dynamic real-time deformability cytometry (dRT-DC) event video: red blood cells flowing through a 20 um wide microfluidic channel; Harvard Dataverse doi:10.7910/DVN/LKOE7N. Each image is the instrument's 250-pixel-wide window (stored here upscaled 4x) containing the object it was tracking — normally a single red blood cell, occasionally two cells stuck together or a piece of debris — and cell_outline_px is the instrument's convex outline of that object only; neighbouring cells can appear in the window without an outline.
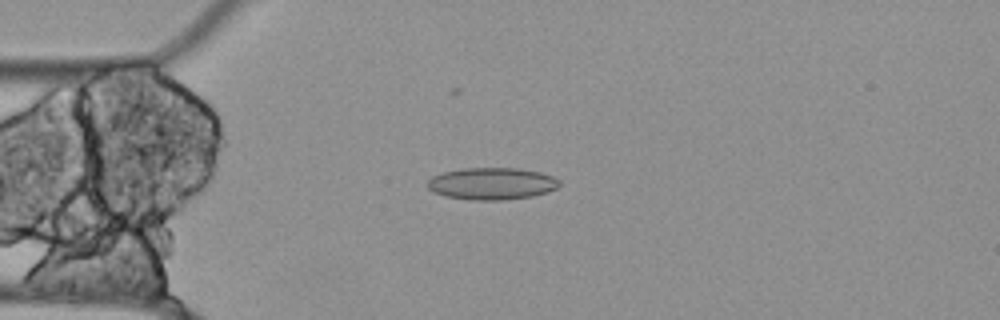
{"species": "Egyptian fruit bat (a non-hibernating species)", "species_latin": "Rousettus aegyptiacus", "temperature_condition": "cold", "stored_images_in_passage": 28, "camera_frame_rate_fps": 3000, "um_per_image_px": 0.085, "animal": {"sex": "female"}, "frame": {"image": 1, "passage_image": 12, "time_ms": 3.667, "image_size_px": [1000, 320], "cell_outline_px": [[560, 184], [556, 188], [548, 192], [532, 196], [504, 200], [472, 200], [444, 196], [428, 188], [428, 180], [432, 176], [444, 172], [464, 168], [520, 168], [540, 172], [552, 176], [560, 180]], "centroid_in_image_um": [41.83, 15.6], "position_along_channel_um": 43.2, "area_um2": 24.62}}
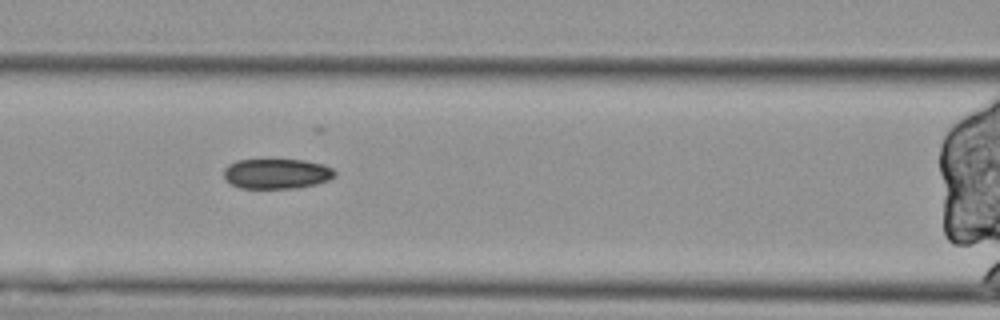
{"frame": {"image": 2, "passage_image": 21, "time_ms": 6.667, "image_size_px": [1000, 320], "cell_outline_px": [[336, 176], [328, 180], [316, 184], [296, 188], [240, 188], [232, 184], [224, 176], [224, 168], [228, 164], [236, 160], [304, 160], [324, 164], [332, 168], [336, 172]], "centroid_in_image_um": [23.54, 14.76], "position_along_channel_um": 143.1, "area_um2": 19.48}}
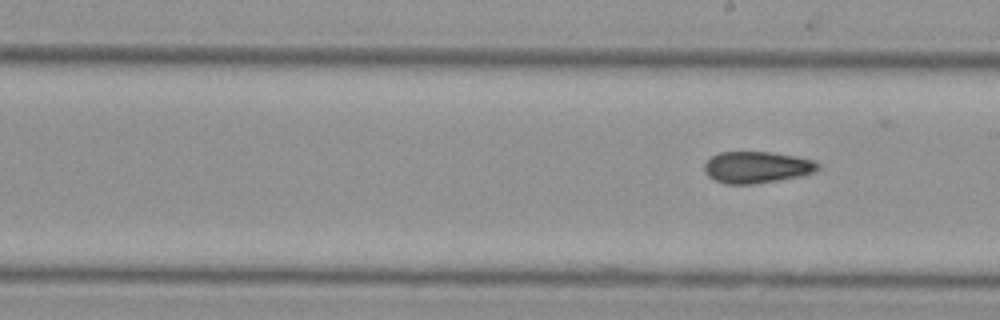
{"frame": {"image": 3, "passage_image": 28, "time_ms": 9.0, "image_size_px": [1000, 320], "cell_outline_px": [[820, 168], [816, 172], [776, 180], [752, 184], [728, 184], [716, 180], [708, 176], [704, 172], [704, 164], [712, 156], [720, 152], [772, 152], [796, 156], [812, 160], [820, 164]], "centroid_in_image_um": [64.32, 14.2], "position_along_channel_um": 224.7, "area_um2": 20.75}}